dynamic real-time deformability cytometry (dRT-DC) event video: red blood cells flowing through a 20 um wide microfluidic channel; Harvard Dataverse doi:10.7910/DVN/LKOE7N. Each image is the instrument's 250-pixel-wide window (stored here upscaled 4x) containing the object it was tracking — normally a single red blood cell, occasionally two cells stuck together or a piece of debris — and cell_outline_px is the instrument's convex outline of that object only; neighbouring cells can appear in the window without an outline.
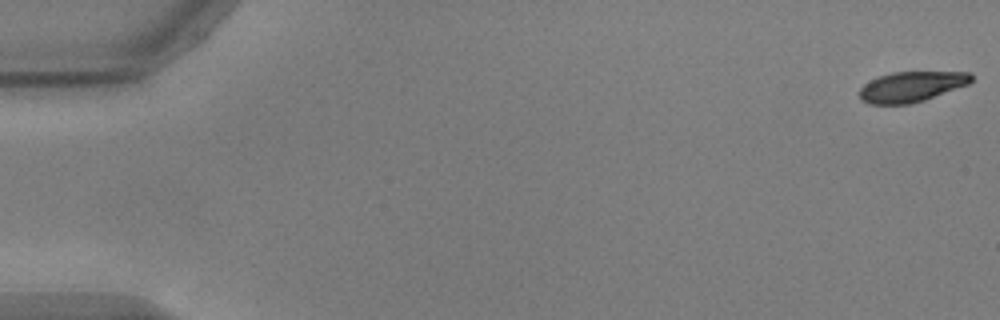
{"species": "common noctule bat (a hibernating species)", "species_latin": "Nyctalus noctula", "temperature_condition": "warm", "stored_images_in_passage": 56, "segment_of_instrument_passage": [1, 2], "camera_frame_rate_fps": 3000, "um_per_image_px": 0.085, "animal": {"sex": "male", "body_mass_g": 17.9, "forearm_length_mm": 54.2}, "frame": {"image": 1, "passage_image": 1, "time_ms": 0.0, "image_size_px": [1000, 320], "cell_outline_px": [[972, 80], [968, 84], [924, 100], [908, 104], [868, 104], [860, 100], [860, 88], [864, 84], [880, 76], [892, 72], [972, 72]], "centroid_in_image_um": [77.46, 7.37], "position_along_channel_um": 7.5, "area_um2": 19.59}}
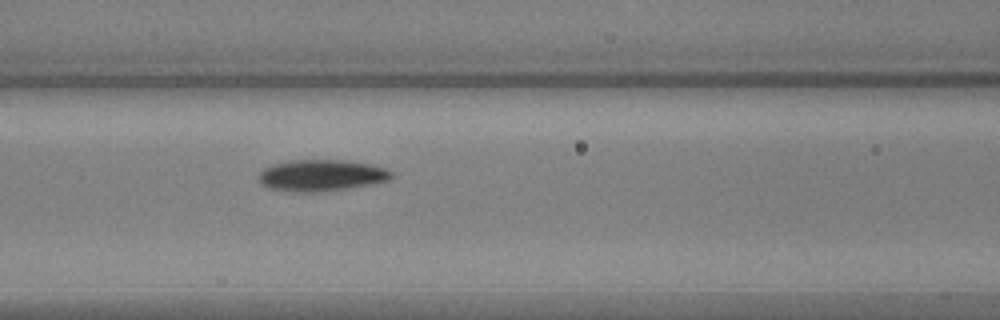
{"frame": {"image": 2, "passage_image": 24, "time_ms": 7.667, "image_size_px": [1000, 320], "cell_outline_px": [[392, 176], [388, 180], [348, 188], [324, 192], [292, 192], [268, 188], [260, 184], [260, 172], [264, 168], [272, 164], [292, 160], [344, 160], [368, 164], [384, 168], [392, 172]], "centroid_in_image_um": [27.26, 14.91], "position_along_channel_um": 139.3, "area_um2": 24.22}}
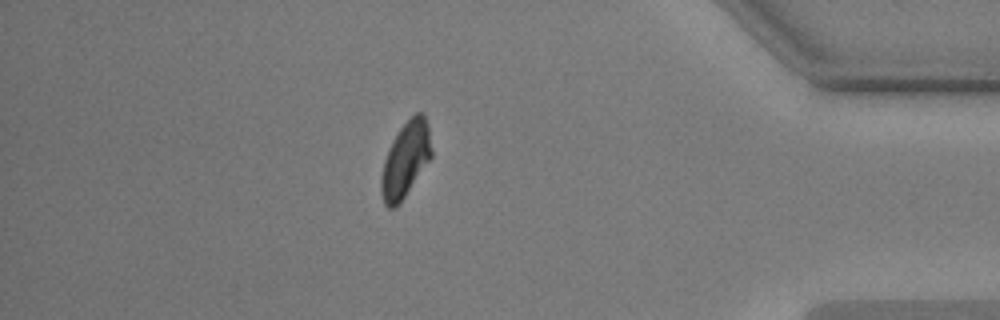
{"frame": {"image": 3, "passage_image": 48, "time_ms": 15.667, "image_size_px": [1000, 320], "cell_outline_px": [[432, 156], [400, 204], [392, 208], [388, 208], [384, 204], [380, 192], [380, 176], [384, 160], [388, 148], [392, 140], [400, 128], [416, 112], [424, 112], [428, 124], [432, 148]], "centroid_in_image_um": [34.46, 13.58], "position_along_channel_um": 400.7, "area_um2": 22.31}}